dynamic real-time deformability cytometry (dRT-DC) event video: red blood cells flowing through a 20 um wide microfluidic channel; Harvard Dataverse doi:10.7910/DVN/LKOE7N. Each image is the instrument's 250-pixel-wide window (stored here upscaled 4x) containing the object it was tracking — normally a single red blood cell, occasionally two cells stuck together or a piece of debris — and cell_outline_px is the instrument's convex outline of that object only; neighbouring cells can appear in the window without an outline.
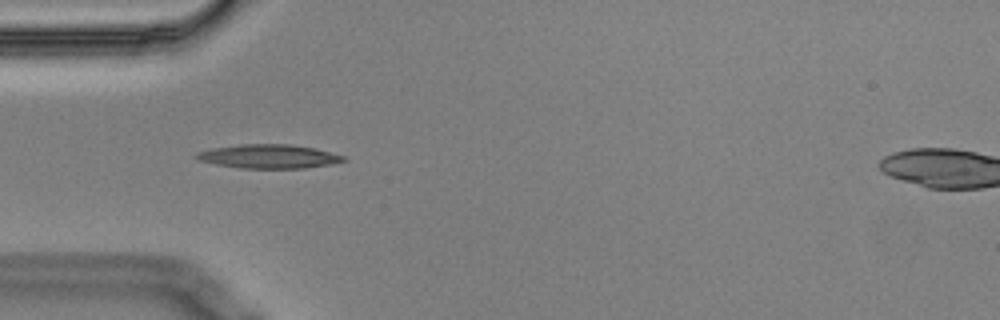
{"species": "Egyptian fruit bat (a non-hibernating species)", "species_latin": "Rousettus aegyptiacus", "temperature_condition": "cold", "stored_images_in_passage": 3, "camera_frame_rate_fps": 3000, "um_per_image_px": 0.085, "animal": {"sex": "male"}, "frame": {"image": 1, "passage_image": 2, "time_ms": 0.333, "image_size_px": [1000, 320], "cell_outline_px": [[348, 160], [332, 164], [304, 168], [240, 168], [216, 164], [200, 160], [192, 156], [196, 152], [212, 148], [240, 144], [292, 144], [316, 148], [344, 156]], "centroid_in_image_um": [22.85, 13.29], "position_along_channel_um": 62.2, "area_um2": 20.58}}
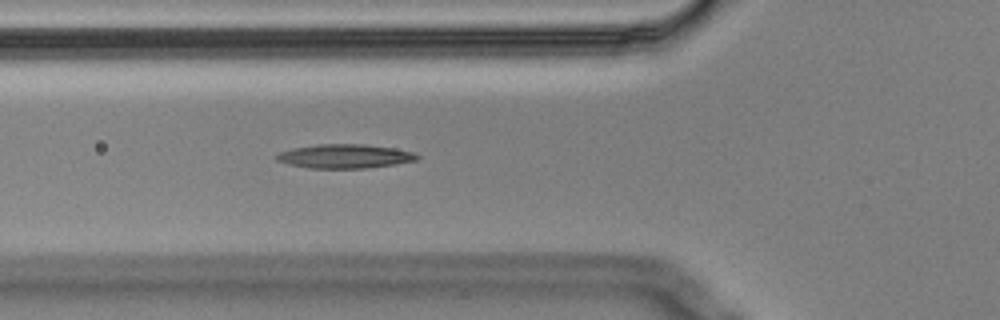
{"frame": {"image": 2, "passage_image": 3, "time_ms": 0.667, "image_size_px": [1000, 320], "cell_outline_px": [[420, 156], [416, 160], [396, 164], [364, 168], [308, 168], [288, 164], [276, 160], [276, 156], [280, 152], [292, 148], [316, 144], [364, 144], [396, 148], [412, 152]], "centroid_in_image_um": [29.3, 13.27], "position_along_channel_um": 96.5, "area_um2": 19.65}}